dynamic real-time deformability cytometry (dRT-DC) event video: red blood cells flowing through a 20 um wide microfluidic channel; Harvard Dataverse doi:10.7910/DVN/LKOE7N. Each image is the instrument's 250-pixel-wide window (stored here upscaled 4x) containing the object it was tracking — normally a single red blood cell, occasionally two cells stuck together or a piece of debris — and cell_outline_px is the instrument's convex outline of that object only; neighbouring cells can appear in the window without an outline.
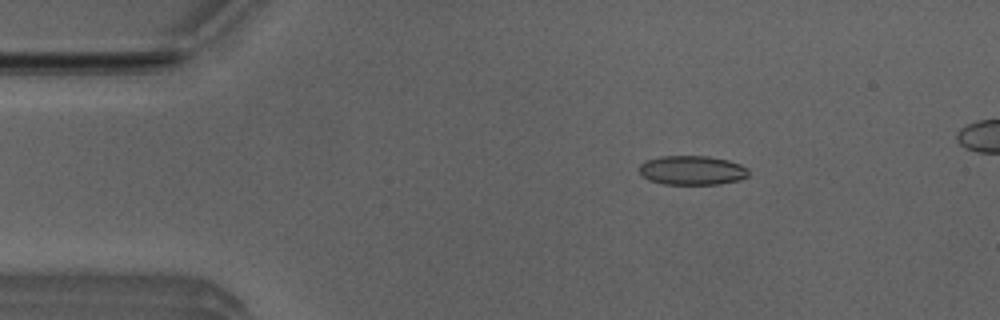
{"species": "Egyptian fruit bat (a non-hibernating species)", "species_latin": "Rousettus aegyptiacus", "temperature_condition": "room temperature", "stored_images_in_passage": 4, "camera_frame_rate_fps": 3000, "um_per_image_px": 0.085, "animal": {"sex": "male"}, "frame": {"image": 1, "passage_image": 2, "time_ms": 0.333, "image_size_px": [1000, 320], "cell_outline_px": [[748, 176], [740, 180], [720, 184], [664, 184], [648, 180], [640, 172], [640, 164], [648, 160], [660, 156], [708, 156], [728, 160], [740, 164], [748, 168]], "centroid_in_image_um": [58.86, 14.48], "position_along_channel_um": 26.1, "area_um2": 18.61}}